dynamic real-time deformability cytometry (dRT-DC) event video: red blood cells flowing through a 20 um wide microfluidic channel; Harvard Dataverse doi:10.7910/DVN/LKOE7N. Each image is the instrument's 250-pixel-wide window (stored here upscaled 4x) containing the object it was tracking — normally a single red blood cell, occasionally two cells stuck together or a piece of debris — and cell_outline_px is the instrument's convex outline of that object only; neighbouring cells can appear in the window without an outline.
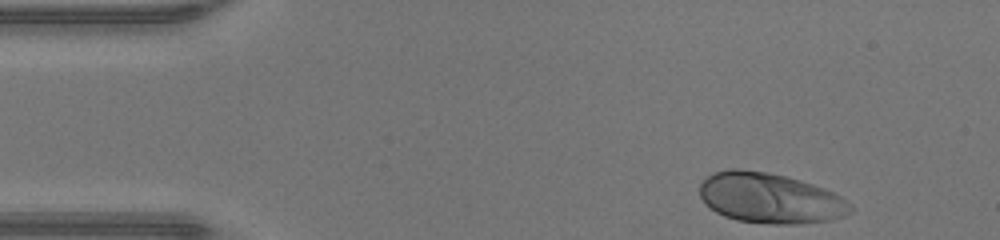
{"species": "human", "species_latin": "Homo sapiens", "temperature_condition": "warm", "stored_images_in_passage": 35, "camera_frame_rate_fps": 3000, "um_per_image_px": 0.085, "donor": {"sex": "male"}, "frame": {"image": 1, "passage_image": 1, "time_ms": 0.0, "image_size_px": [1000, 240], "cell_outline_px": [[852, 212], [844, 216], [832, 220], [796, 224], [772, 224], [736, 220], [724, 216], [716, 212], [700, 196], [700, 184], [712, 172], [732, 168], [736, 168], [768, 172], [800, 180], [824, 188], [840, 196], [852, 204]], "centroid_in_image_um": [65.47, 16.84], "position_along_channel_um": 19.5, "area_um2": 44.16}}
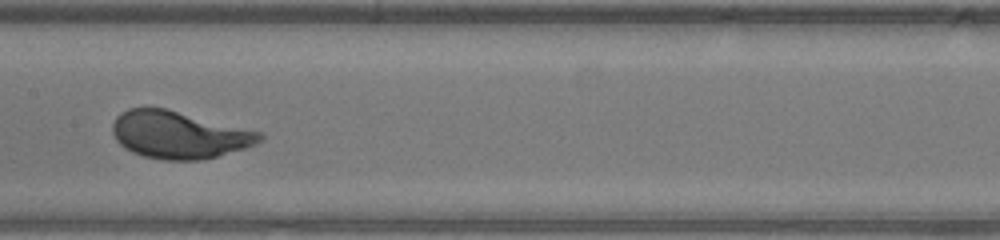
{"frame": {"image": 2, "passage_image": 19, "time_ms": 6.0, "image_size_px": [1000, 240], "cell_outline_px": [[264, 140], [256, 144], [220, 156], [200, 160], [164, 160], [144, 156], [132, 152], [124, 148], [116, 140], [112, 132], [112, 124], [116, 116], [120, 112], [128, 108], [168, 108], [264, 132]], "centroid_in_image_um": [15.25, 11.45], "position_along_channel_um": 192.2, "area_um2": 41.21}}
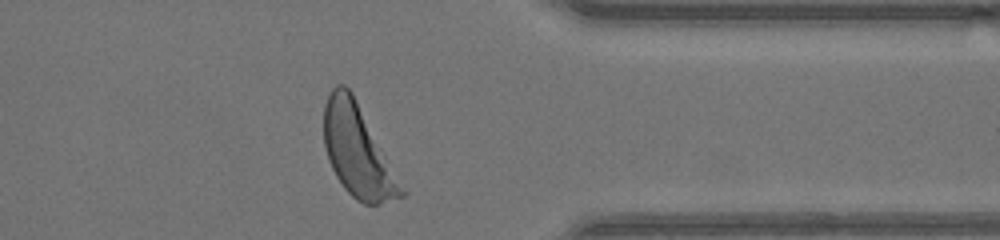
{"frame": {"image": 3, "passage_image": 33, "time_ms": 10.667, "image_size_px": [1000, 240], "cell_outline_px": [[408, 192], [404, 196], [380, 204], [364, 204], [356, 200], [344, 188], [336, 176], [328, 160], [324, 144], [324, 104], [332, 88], [336, 84], [344, 84], [352, 92]], "centroid_in_image_um": [30.42, 12.86], "position_along_channel_um": 381.0, "area_um2": 41.56}, "authors_computed_cell_mechanics": {"area_um2": 40.9224, "velocity_mm_per_s": 4.3249, "shape_relaxation_time_tau1_ms": 2.3973, "shape_relaxation_time_tau2_ms": null, "deformation_change_tau1": 0.1921, "deformation_change_tau2": null}}